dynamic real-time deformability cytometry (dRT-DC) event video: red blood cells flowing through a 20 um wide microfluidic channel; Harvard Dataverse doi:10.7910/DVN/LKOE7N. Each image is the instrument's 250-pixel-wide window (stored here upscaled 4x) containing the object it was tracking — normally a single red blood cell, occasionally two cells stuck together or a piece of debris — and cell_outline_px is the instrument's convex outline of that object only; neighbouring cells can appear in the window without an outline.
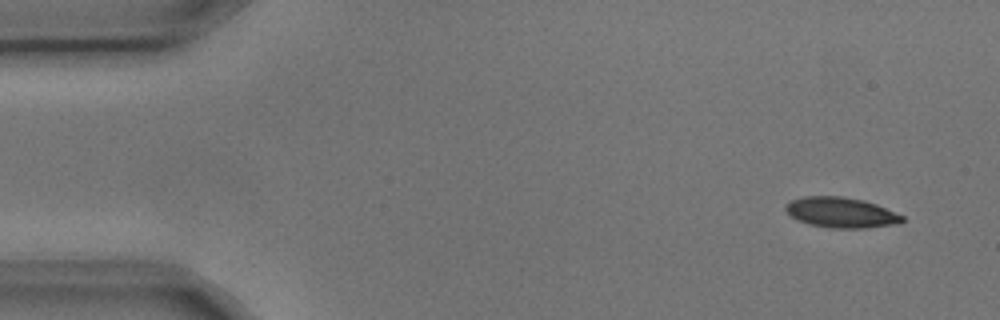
{"species": "common noctule bat (a hibernating species)", "species_latin": "Nyctalus noctula", "temperature_condition": "cold", "stored_images_in_passage": 4, "camera_frame_rate_fps": 3000, "um_per_image_px": 0.085, "animal": {"sex": "male", "body_mass_g": 17.9, "forearm_length_mm": 54.2}, "frame": {"image": 1, "passage_image": 1, "time_ms": 0.0, "image_size_px": [1000, 320], "cell_outline_px": [[904, 220], [900, 224], [864, 228], [832, 228], [808, 224], [796, 220], [784, 208], [784, 204], [792, 200], [804, 196], [840, 196], [864, 200], [876, 204], [904, 216]], "centroid_in_image_um": [71.49, 18.07], "position_along_channel_um": 13.5, "area_um2": 20.75}}
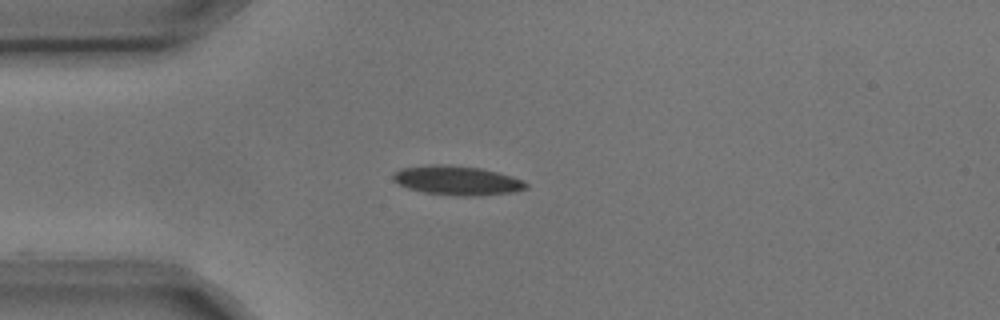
{"frame": {"image": 2, "passage_image": 4, "time_ms": 1.0, "image_size_px": [1000, 320], "cell_outline_px": [[528, 188], [516, 192], [480, 196], [460, 196], [424, 192], [408, 188], [392, 180], [392, 172], [400, 168], [432, 164], [444, 164], [480, 168], [512, 176], [524, 180], [528, 184]], "centroid_in_image_um": [38.87, 15.34], "position_along_channel_um": 46.1, "area_um2": 22.89}}